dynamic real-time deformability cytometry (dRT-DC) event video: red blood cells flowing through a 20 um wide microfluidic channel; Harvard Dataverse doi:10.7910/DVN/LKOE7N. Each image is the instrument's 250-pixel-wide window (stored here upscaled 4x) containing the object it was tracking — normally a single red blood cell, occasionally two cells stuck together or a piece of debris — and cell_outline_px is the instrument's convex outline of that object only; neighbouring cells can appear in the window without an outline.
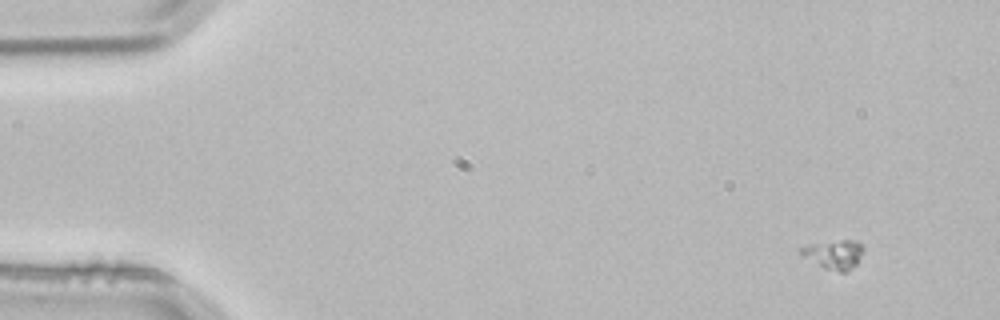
{"species": "common noctule bat (a hibernating species)", "species_latin": "Nyctalus noctula", "temperature_condition": "room temperature", "stored_images_in_passage": 3, "camera_frame_rate_fps": 3000, "um_per_image_px": 0.085, "animal": {"sex": "male", "body_mass_g": 21.5, "forearm_length_mm": 52.0}, "frame": {"image": 1, "passage_image": 1, "time_ms": 0.0, "image_size_px": [1000, 320], "cell_outline_px": [[864, 248], [856, 264], [844, 272], [840, 272], [824, 268], [800, 256], [800, 248], [816, 244], [844, 240], [856, 240]], "centroid_in_image_um": [70.88, 21.64], "position_along_channel_um": 14.1, "area_um2": 10.23}}
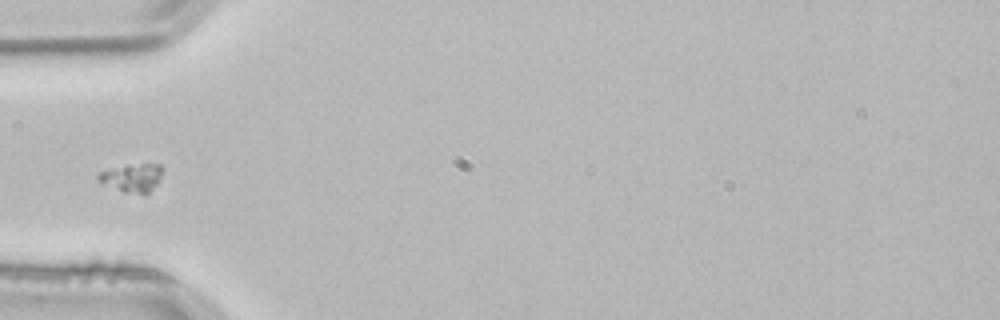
{"frame": {"image": 2, "passage_image": 3, "time_ms": 0.667, "image_size_px": [1000, 320], "cell_outline_px": [[164, 168], [156, 184], [144, 196], [124, 192], [96, 180], [96, 176], [100, 172], [144, 164], [160, 164]], "centroid_in_image_um": [11.27, 15.16], "position_along_channel_um": 73.7, "area_um2": 10.12}}